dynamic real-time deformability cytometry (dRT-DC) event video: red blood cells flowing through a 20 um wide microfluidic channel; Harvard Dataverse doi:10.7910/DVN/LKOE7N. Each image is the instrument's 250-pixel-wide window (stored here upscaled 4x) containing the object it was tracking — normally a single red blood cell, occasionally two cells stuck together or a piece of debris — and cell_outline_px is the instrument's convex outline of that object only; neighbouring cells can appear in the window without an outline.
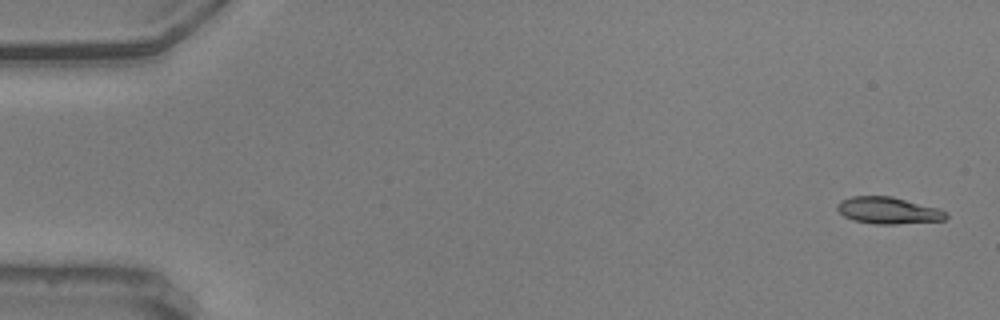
{"species": "common noctule bat (a hibernating species)", "species_latin": "Nyctalus noctula", "temperature_condition": "warm", "stored_images_in_passage": 55, "camera_frame_rate_fps": 3000, "um_per_image_px": 0.085, "animal": {"sex": "male", "body_mass_g": 20.5, "forearm_length_mm": 52.5}, "frame": {"image": 1, "passage_image": 2, "time_ms": 0.333, "image_size_px": [1000, 320], "cell_outline_px": [[948, 216], [944, 220], [896, 224], [876, 224], [852, 220], [844, 216], [836, 208], [836, 204], [840, 200], [852, 196], [892, 196], [940, 208], [948, 212]], "centroid_in_image_um": [75.51, 17.88], "position_along_channel_um": 9.5, "area_um2": 17.17}}
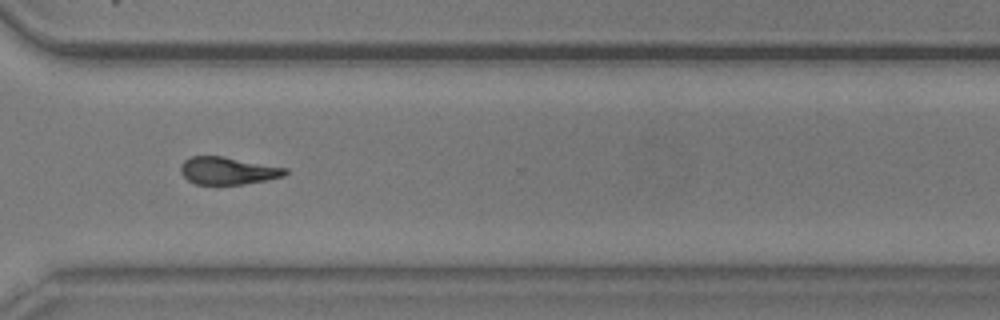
{"frame": {"image": 2, "passage_image": 42, "time_ms": 13.667, "image_size_px": [1000, 320], "cell_outline_px": [[288, 172], [284, 176], [244, 184], [196, 184], [188, 180], [180, 172], [180, 164], [184, 160], [192, 156], [224, 156], [288, 168]], "centroid_in_image_um": [19.36, 14.5], "position_along_channel_um": 351.2, "area_um2": 16.76}}
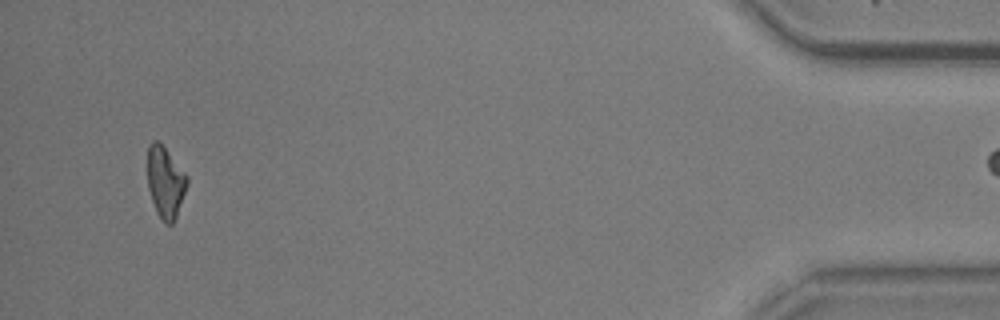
{"frame": {"image": 3, "passage_image": 54, "time_ms": 17.667, "image_size_px": [1000, 320], "cell_outline_px": [[188, 184], [176, 216], [172, 224], [164, 224], [156, 212], [148, 188], [148, 144], [152, 140], [156, 140], [164, 148], [188, 176]], "centroid_in_image_um": [14.05, 15.51], "position_along_channel_um": 421.1, "area_um2": 16.24}}